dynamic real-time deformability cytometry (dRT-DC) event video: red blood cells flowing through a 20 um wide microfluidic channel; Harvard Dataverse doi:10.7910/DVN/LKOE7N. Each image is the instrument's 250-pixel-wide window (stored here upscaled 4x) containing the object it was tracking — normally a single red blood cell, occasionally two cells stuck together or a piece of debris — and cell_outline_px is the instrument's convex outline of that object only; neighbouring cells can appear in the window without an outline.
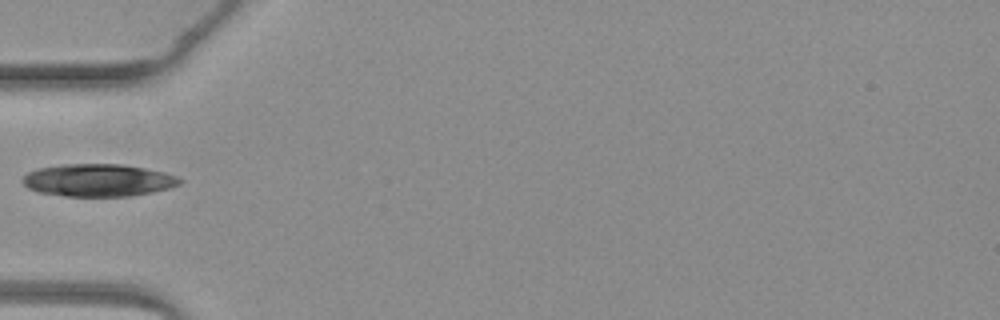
{"species": "common noctule bat (a hibernating species)", "species_latin": "Nyctalus noctula", "temperature_condition": "warm", "stored_images_in_passage": 4, "camera_frame_rate_fps": 3000, "um_per_image_px": 0.085, "animal": {"sex": "female", "body_mass_g": 19.3, "forearm_length_mm": 54.1}, "frame": {"image": 1, "passage_image": 4, "time_ms": 3.333, "image_size_px": [1000, 320], "cell_outline_px": [[184, 180], [180, 184], [168, 188], [152, 192], [132, 196], [64, 196], [40, 192], [28, 188], [24, 184], [24, 176], [28, 172], [36, 168], [64, 164], [124, 164], [164, 172], [176, 176]], "centroid_in_image_um": [8.36, 15.31], "position_along_channel_um": 76.6, "area_um2": 29.71}}